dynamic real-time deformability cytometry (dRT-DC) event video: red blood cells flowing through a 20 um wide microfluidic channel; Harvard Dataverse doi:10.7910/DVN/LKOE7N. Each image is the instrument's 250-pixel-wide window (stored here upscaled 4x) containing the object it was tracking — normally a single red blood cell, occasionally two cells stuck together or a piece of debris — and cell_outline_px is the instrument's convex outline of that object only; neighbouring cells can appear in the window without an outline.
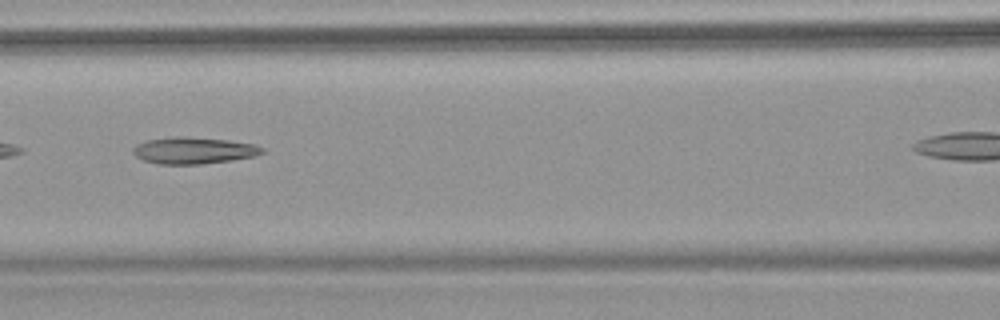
{"species": "common noctule bat (a hibernating species)", "species_latin": "Nyctalus noctula", "temperature_condition": "warm", "stored_images_in_passage": 10, "camera_frame_rate_fps": 3000, "um_per_image_px": 0.085, "animal": {"sex": "female", "body_mass_g": 18.4}, "frame": {"image": 1, "passage_image": 6, "time_ms": 1.667, "image_size_px": [1000, 320], "cell_outline_px": [[264, 152], [252, 156], [232, 160], [200, 164], [160, 164], [144, 160], [136, 156], [132, 152], [132, 148], [136, 144], [148, 140], [176, 136], [184, 136], [228, 140], [256, 144], [264, 148]], "centroid_in_image_um": [16.45, 12.78], "position_along_channel_um": 150.1, "area_um2": 20.0}}
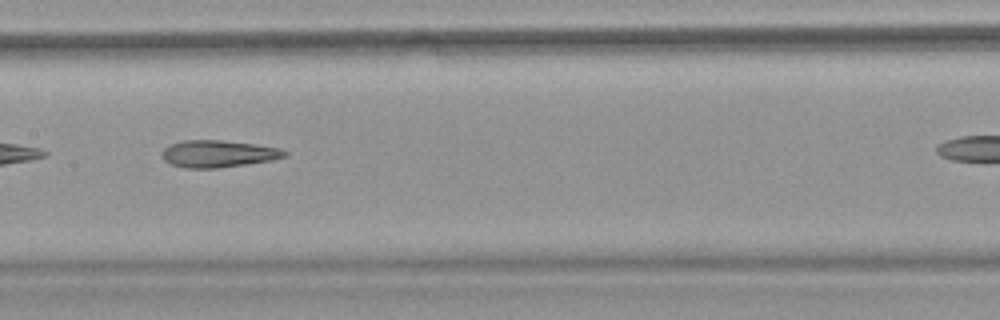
{"frame": {"image": 2, "passage_image": 7, "time_ms": 2.0, "image_size_px": [1000, 320], "cell_outline_px": [[288, 156], [272, 160], [220, 168], [184, 168], [168, 164], [160, 156], [160, 152], [168, 144], [184, 140], [220, 140], [256, 144], [280, 148], [288, 152]], "centroid_in_image_um": [18.5, 13.07], "position_along_channel_um": 188.9, "area_um2": 19.71}}